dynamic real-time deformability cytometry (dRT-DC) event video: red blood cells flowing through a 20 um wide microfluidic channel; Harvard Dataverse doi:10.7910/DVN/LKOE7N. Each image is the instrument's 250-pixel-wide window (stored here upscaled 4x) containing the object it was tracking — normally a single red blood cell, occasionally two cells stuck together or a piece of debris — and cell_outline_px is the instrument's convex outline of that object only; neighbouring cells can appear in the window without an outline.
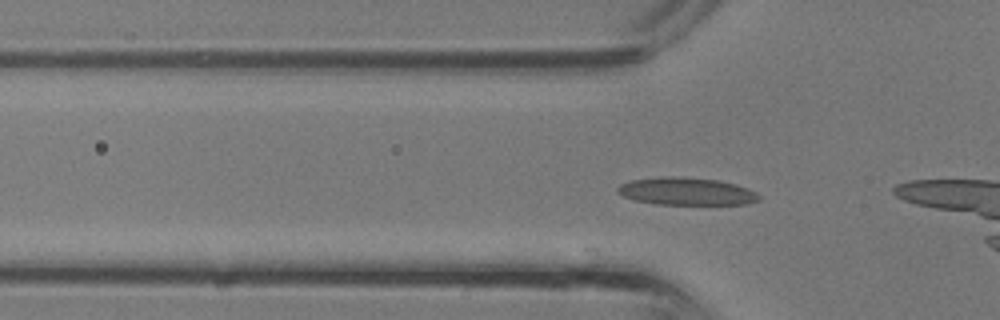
{"species": "common noctule bat (a hibernating species)", "species_latin": "Nyctalus noctula", "temperature_condition": "room temperature", "stored_images_in_passage": 7, "camera_frame_rate_fps": 3000, "um_per_image_px": 0.085, "animal": {"sex": "male", "body_mass_g": 13.3}, "frame": {"image": 1, "passage_image": 2, "time_ms": 0.333, "image_size_px": [1000, 320], "cell_outline_px": [[760, 200], [748, 204], [656, 204], [636, 200], [624, 196], [616, 192], [616, 188], [620, 184], [632, 180], [664, 176], [680, 176], [720, 180], [736, 184], [748, 188], [756, 192], [760, 196]], "centroid_in_image_um": [58.37, 16.26], "position_along_channel_um": 67.4, "area_um2": 22.83}}
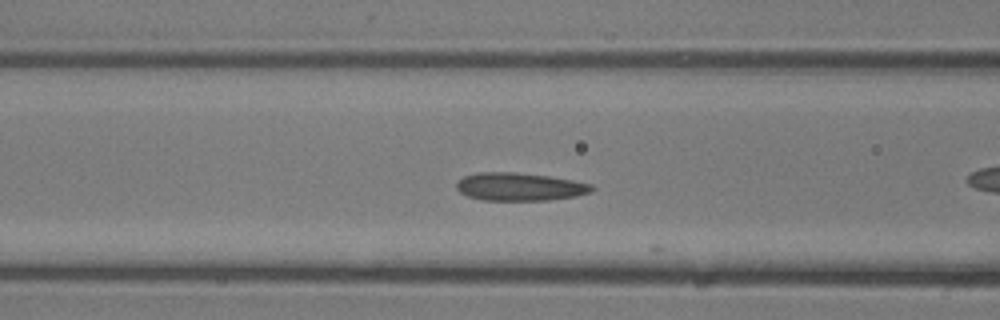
{"frame": {"image": 2, "passage_image": 5, "time_ms": 1.333, "image_size_px": [1000, 320], "cell_outline_px": [[596, 188], [592, 192], [576, 196], [548, 200], [480, 200], [468, 196], [460, 192], [456, 188], [456, 184], [464, 176], [480, 172], [516, 172], [548, 176], [572, 180], [592, 184]], "centroid_in_image_um": [44.19, 15.87], "position_along_channel_um": 122.4, "area_um2": 22.08}}